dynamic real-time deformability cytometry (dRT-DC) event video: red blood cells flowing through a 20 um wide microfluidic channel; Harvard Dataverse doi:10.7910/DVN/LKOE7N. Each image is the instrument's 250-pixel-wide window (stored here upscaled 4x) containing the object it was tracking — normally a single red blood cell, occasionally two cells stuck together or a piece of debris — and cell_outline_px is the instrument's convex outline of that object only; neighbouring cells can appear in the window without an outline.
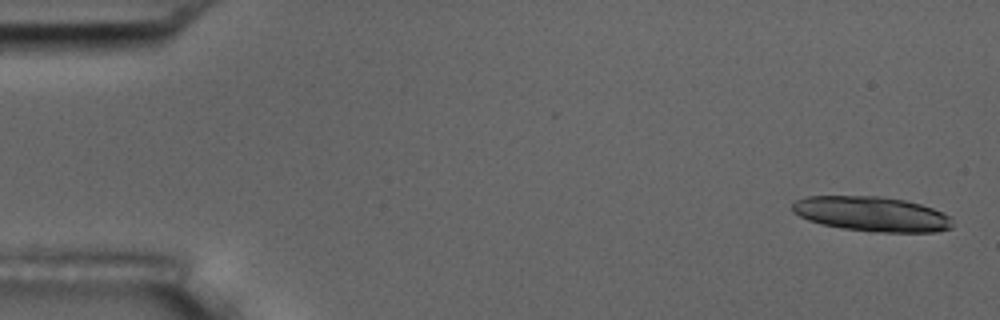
{"species": "common noctule bat (a hibernating species)", "species_latin": "Nyctalus noctula", "temperature_condition": "room temperature", "stored_images_in_passage": 6, "camera_frame_rate_fps": 3000, "um_per_image_px": 0.085, "animal": {"sex": "male", "body_mass_g": 17.5, "forearm_length_mm": 52.3}, "frame": {"image": 1, "passage_image": 1, "time_ms": 0.0, "image_size_px": [1000, 320], "cell_outline_px": [[952, 228], [936, 232], [868, 232], [840, 228], [820, 224], [808, 220], [792, 212], [792, 204], [796, 200], [808, 196], [880, 196], [904, 200], [920, 204], [944, 212], [948, 216], [952, 224]], "centroid_in_image_um": [74.08, 18.2], "position_along_channel_um": 10.9, "area_um2": 32.71}}